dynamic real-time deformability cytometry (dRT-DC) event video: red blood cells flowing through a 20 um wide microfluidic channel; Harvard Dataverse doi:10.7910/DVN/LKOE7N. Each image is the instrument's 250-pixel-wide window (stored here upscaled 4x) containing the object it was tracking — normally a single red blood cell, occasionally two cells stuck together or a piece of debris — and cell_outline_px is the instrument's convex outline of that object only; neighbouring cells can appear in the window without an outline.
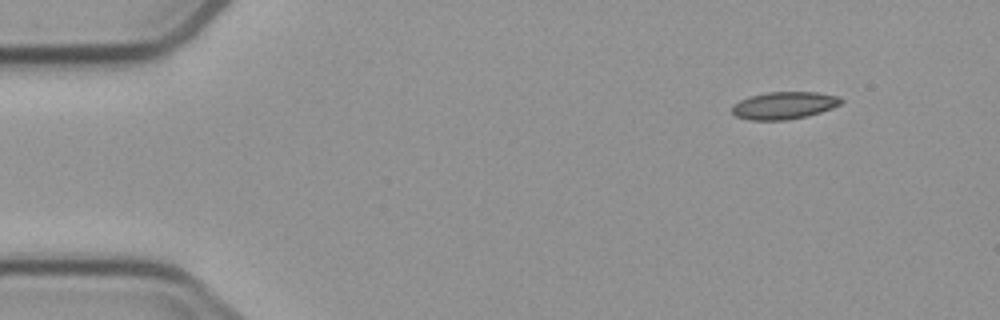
{"species": "common noctule bat (a hibernating species)", "species_latin": "Nyctalus noctula", "temperature_condition": "cold", "stored_images_in_passage": 4, "camera_frame_rate_fps": 3000, "um_per_image_px": 0.085, "animal": {"sex": "male", "body_mass_g": 23.1, "forearm_length_mm": 52.7}, "frame": {"image": 1, "passage_image": 1, "time_ms": 0.0, "image_size_px": [1000, 320], "cell_outline_px": [[844, 100], [840, 104], [832, 108], [808, 116], [788, 120], [748, 120], [736, 116], [732, 112], [732, 104], [748, 96], [768, 92], [816, 92], [840, 96]], "centroid_in_image_um": [66.64, 8.96], "position_along_channel_um": 18.4, "area_um2": 17.57}}
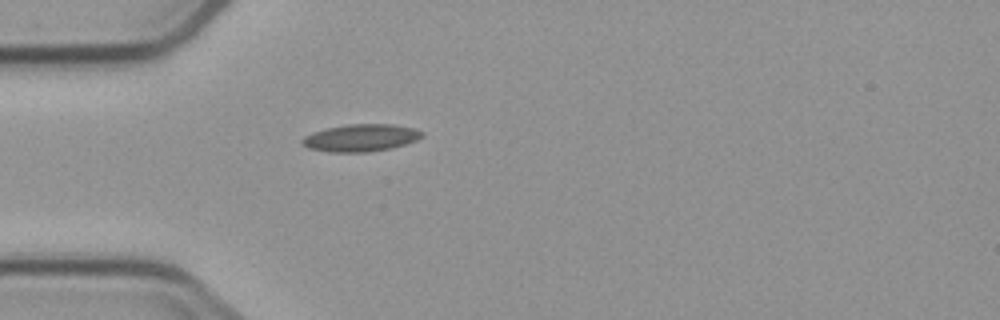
{"frame": {"image": 2, "passage_image": 4, "time_ms": 3.333, "image_size_px": [1000, 320], "cell_outline_px": [[424, 136], [416, 140], [392, 148], [368, 152], [332, 152], [308, 148], [300, 144], [300, 140], [304, 136], [312, 132], [324, 128], [348, 124], [392, 124], [416, 128], [424, 132]], "centroid_in_image_um": [30.65, 11.71], "position_along_channel_um": 54.3, "area_um2": 19.31}}